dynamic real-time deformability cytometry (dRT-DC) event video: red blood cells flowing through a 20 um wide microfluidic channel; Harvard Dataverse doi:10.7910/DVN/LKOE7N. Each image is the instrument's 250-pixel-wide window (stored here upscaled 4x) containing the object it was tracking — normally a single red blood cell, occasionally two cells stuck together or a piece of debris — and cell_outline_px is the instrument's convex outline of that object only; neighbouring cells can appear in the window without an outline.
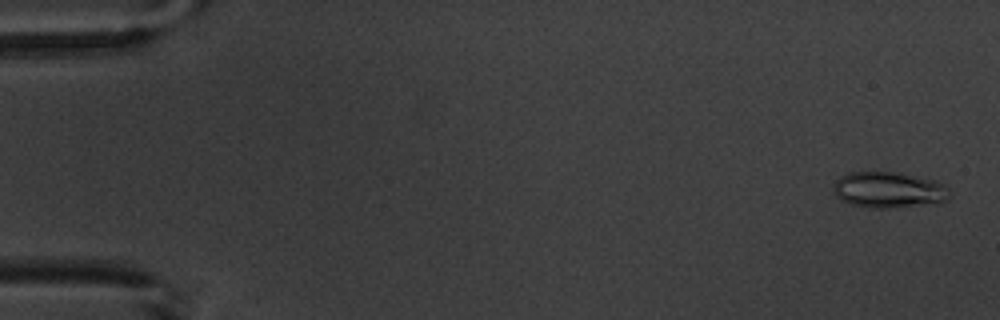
{"species": "common noctule bat (a hibernating species)", "species_latin": "Nyctalus noctula", "temperature_condition": "warm", "stored_images_in_passage": 5, "camera_frame_rate_fps": 3000, "um_per_image_px": 0.085, "animal": {"sex": "male", "body_mass_g": 20.1, "forearm_length_mm": 53.5}, "frame": {"image": 1, "passage_image": 1, "time_ms": 0.0, "image_size_px": [1000, 320], "cell_outline_px": [[948, 200], [940, 204], [896, 208], [868, 208], [852, 204], [840, 200], [836, 196], [832, 188], [832, 184], [840, 176], [848, 172], [896, 172], [940, 180], [948, 188]], "centroid_in_image_um": [75.58, 16.15], "position_along_channel_um": 9.4, "area_um2": 25.14}}
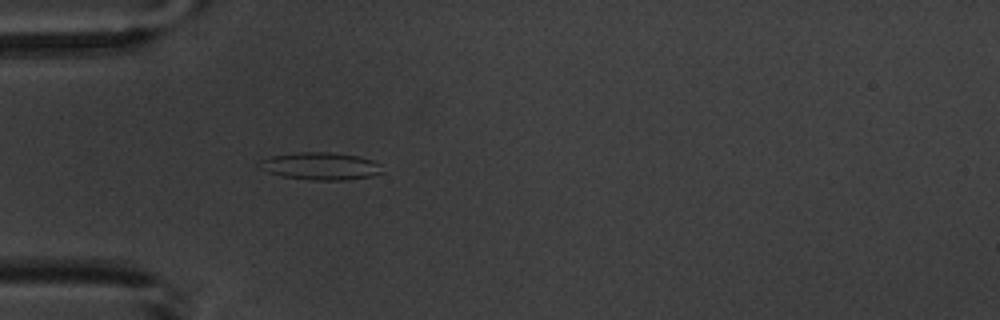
{"frame": {"image": 2, "passage_image": 5, "time_ms": 5.0, "image_size_px": [1000, 320], "cell_outline_px": [[384, 172], [372, 176], [344, 180], [312, 180], [280, 176], [268, 172], [260, 168], [256, 164], [260, 160], [272, 156], [296, 152], [332, 152], [356, 156], [372, 160], [380, 164]], "centroid_in_image_um": [27.23, 14.12], "position_along_channel_um": 57.8, "area_um2": 19.77}}